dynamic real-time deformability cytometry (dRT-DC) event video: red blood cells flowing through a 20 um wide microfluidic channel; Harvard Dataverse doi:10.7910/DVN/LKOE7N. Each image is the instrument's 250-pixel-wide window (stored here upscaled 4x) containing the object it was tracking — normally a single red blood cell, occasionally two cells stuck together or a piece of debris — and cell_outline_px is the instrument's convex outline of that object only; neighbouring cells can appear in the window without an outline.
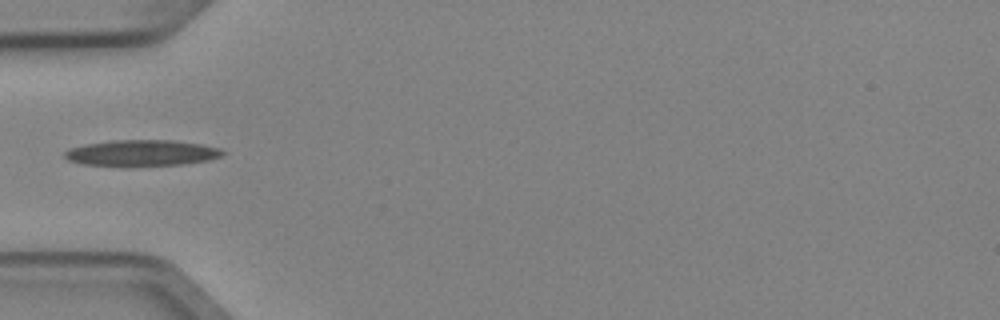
{"species": "Egyptian fruit bat (a non-hibernating species)", "species_latin": "Rousettus aegyptiacus", "temperature_condition": "cold", "stored_images_in_passage": 5, "camera_frame_rate_fps": 3000, "um_per_image_px": 0.085, "animal": {"sex": "female"}, "frame": {"image": 1, "passage_image": 5, "time_ms": 1.333, "image_size_px": [1000, 320], "cell_outline_px": [[224, 152], [220, 156], [208, 160], [180, 164], [84, 164], [68, 160], [64, 156], [64, 152], [68, 148], [84, 144], [112, 140], [172, 140], [200, 144], [220, 148]], "centroid_in_image_um": [12.02, 12.96], "position_along_channel_um": 73.0, "area_um2": 23.18}}